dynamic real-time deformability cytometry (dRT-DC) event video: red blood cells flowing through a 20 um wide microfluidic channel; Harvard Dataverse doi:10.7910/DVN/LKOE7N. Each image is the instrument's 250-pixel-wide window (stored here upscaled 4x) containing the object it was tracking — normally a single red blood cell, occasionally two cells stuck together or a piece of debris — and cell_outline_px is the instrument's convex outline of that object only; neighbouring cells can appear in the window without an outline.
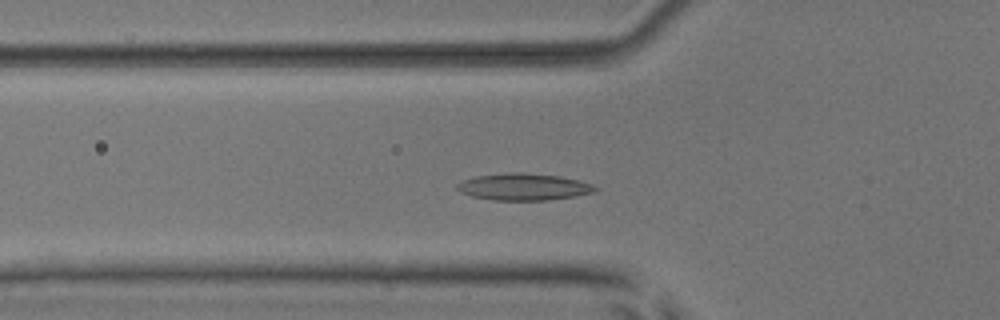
{"species": "common noctule bat (a hibernating species)", "species_latin": "Nyctalus noctula", "temperature_condition": "room temperature", "stored_images_in_passage": 50, "camera_frame_rate_fps": 3000, "um_per_image_px": 0.085, "animal": {"sex": "male", "body_mass_g": 17.9, "forearm_length_mm": 54.2}, "frame": {"image": 1, "passage_image": 15, "time_ms": 4.667, "image_size_px": [1000, 320], "cell_outline_px": [[600, 188], [596, 192], [576, 196], [548, 200], [492, 200], [472, 196], [460, 192], [456, 188], [456, 184], [464, 180], [476, 176], [512, 172], [516, 172], [560, 176], [592, 184]], "centroid_in_image_um": [44.53, 15.89], "position_along_channel_um": 81.3, "area_um2": 21.56}}
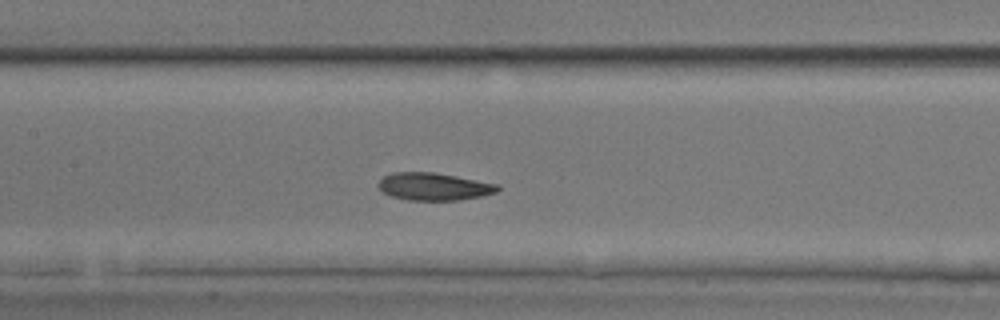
{"frame": {"image": 2, "passage_image": 22, "time_ms": 7.0, "image_size_px": [1000, 320], "cell_outline_px": [[500, 188], [496, 192], [480, 196], [460, 200], [408, 200], [392, 196], [384, 192], [376, 184], [384, 176], [392, 172], [436, 172], [500, 184]], "centroid_in_image_um": [36.9, 15.84], "position_along_channel_um": 170.5, "area_um2": 19.19}}
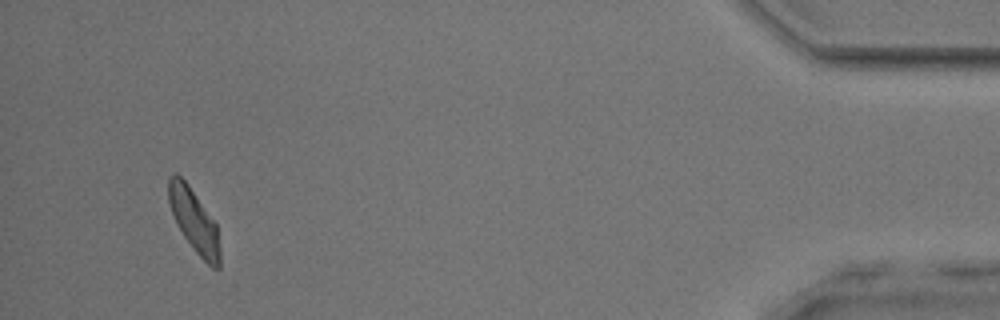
{"frame": {"image": 3, "passage_image": 47, "time_ms": 15.333, "image_size_px": [1000, 320], "cell_outline_px": [[220, 268], [212, 268], [196, 252], [184, 236], [176, 224], [168, 200], [168, 176], [176, 172], [188, 184], [216, 224], [220, 248]], "centroid_in_image_um": [16.48, 18.75], "position_along_channel_um": 418.7, "area_um2": 18.67}, "authors_computed_cell_mechanics": {"area_um2": 19.363, "velocity_mm_per_s": 3.8359, "shape_relaxation_time_tau1_ms": 3.9946, "shape_relaxation_time_tau2_ms": 4.688, "deformation_change_tau1": 0.0973, "deformation_change_tau2": 0.1226}}